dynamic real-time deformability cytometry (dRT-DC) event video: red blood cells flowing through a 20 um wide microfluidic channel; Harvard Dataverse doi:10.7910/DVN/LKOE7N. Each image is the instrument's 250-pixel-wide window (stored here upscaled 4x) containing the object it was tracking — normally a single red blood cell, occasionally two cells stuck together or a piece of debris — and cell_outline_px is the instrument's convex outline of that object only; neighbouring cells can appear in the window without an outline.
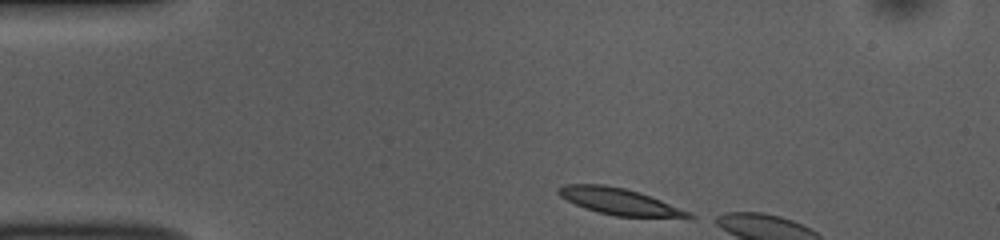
{"species": "common noctule bat (a hibernating species)", "species_latin": "Nyctalus noctula", "temperature_condition": "room temperature", "stored_images_in_passage": 5, "camera_frame_rate_fps": 3000, "um_per_image_px": 0.085, "animal": {"sex": "female", "body_mass_g": 10.0, "forearm_length_mm": 53.1}, "frame": {"image": 1, "passage_image": 1, "time_ms": 0.0, "image_size_px": [1000, 240], "cell_outline_px": [[696, 216], [616, 216], [600, 212], [576, 204], [560, 196], [556, 192], [564, 184], [604, 184], [624, 188], [640, 192], [692, 212]], "centroid_in_image_um": [52.61, 17.09], "position_along_channel_um": 32.4, "area_um2": 19.42}}